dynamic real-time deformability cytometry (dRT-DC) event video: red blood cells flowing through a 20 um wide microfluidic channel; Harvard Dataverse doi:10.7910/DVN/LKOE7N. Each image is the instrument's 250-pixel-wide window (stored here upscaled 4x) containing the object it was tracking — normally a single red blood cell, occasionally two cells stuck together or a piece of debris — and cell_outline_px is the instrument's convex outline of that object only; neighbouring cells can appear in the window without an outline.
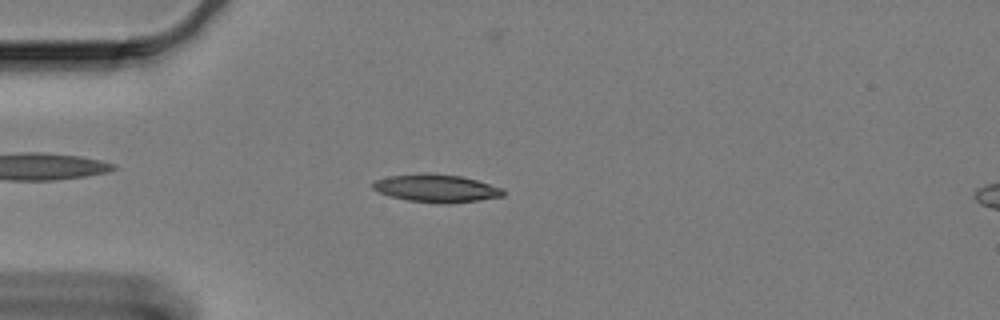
{"species": "Egyptian fruit bat (a non-hibernating species)", "species_latin": "Rousettus aegyptiacus", "temperature_condition": "cold", "stored_images_in_passage": 61, "camera_frame_rate_fps": 3000, "um_per_image_px": 0.085, "animal": {"sex": "female"}, "frame": {"image": 1, "passage_image": 15, "time_ms": 4.667, "image_size_px": [1000, 320], "cell_outline_px": [[504, 196], [448, 204], [444, 204], [408, 200], [392, 196], [380, 192], [372, 188], [372, 184], [376, 180], [388, 176], [428, 172], [460, 176], [476, 180], [504, 188]], "centroid_in_image_um": [37.1, 15.99], "position_along_channel_um": 47.9, "area_um2": 21.04}}
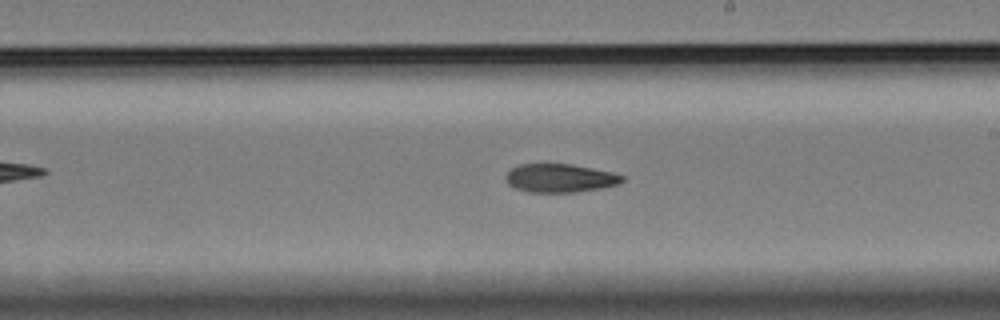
{"frame": {"image": 2, "passage_image": 34, "time_ms": 11.0, "image_size_px": [1000, 320], "cell_outline_px": [[624, 180], [620, 184], [604, 188], [576, 192], [528, 192], [516, 188], [508, 184], [504, 176], [512, 168], [520, 164], [572, 164], [612, 172], [624, 176]], "centroid_in_image_um": [47.62, 15.14], "position_along_channel_um": 241.4, "area_um2": 19.42}}
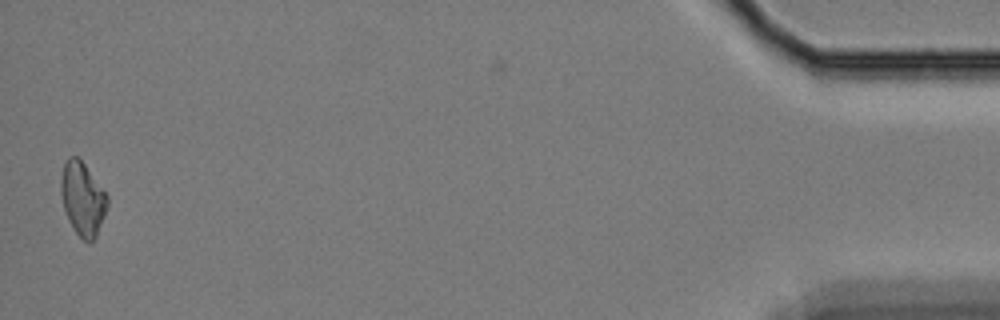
{"frame": {"image": 3, "passage_image": 59, "time_ms": 19.333, "image_size_px": [1000, 320], "cell_outline_px": [[108, 204], [104, 216], [96, 236], [88, 244], [76, 232], [68, 220], [64, 208], [60, 192], [60, 176], [64, 164], [68, 156], [76, 156], [84, 164], [108, 196]], "centroid_in_image_um": [7.0, 16.89], "position_along_channel_um": 428.2, "area_um2": 19.65}, "authors_computed_cell_mechanics": {"area_um2": 19.941, "velocity_mm_per_s": 3.289, "shape_relaxation_time_tau1_ms": 7.227, "shape_relaxation_time_tau2_ms": 10.9168, "deformation_change_tau1": 0.1621, "deformation_change_tau2": 0.1718}}